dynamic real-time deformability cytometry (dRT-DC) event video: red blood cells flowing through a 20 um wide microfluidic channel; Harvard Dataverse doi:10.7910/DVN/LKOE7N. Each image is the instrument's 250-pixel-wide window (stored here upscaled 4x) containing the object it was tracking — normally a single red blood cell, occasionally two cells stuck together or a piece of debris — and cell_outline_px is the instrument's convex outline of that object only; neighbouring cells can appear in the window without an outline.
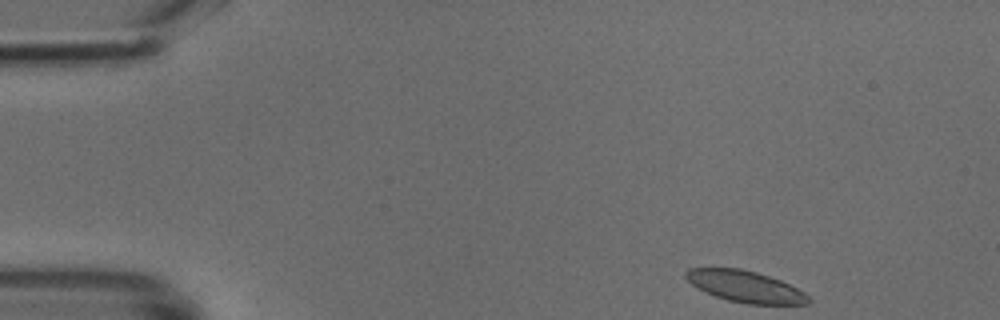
{"species": "common noctule bat (a hibernating species)", "species_latin": "Nyctalus noctula", "temperature_condition": "cold", "stored_images_in_passage": 6, "camera_frame_rate_fps": 3000, "um_per_image_px": 0.085, "animal": {"sex": "male", "body_mass_g": 18.8}, "frame": {"image": 1, "passage_image": 1, "time_ms": 0.0, "image_size_px": [1000, 320], "cell_outline_px": [[812, 300], [808, 304], [748, 304], [728, 300], [716, 296], [696, 288], [684, 276], [684, 272], [688, 268], [740, 268], [756, 272], [780, 280], [804, 292]], "centroid_in_image_um": [63.33, 24.35], "position_along_channel_um": 21.7, "area_um2": 22.37}}